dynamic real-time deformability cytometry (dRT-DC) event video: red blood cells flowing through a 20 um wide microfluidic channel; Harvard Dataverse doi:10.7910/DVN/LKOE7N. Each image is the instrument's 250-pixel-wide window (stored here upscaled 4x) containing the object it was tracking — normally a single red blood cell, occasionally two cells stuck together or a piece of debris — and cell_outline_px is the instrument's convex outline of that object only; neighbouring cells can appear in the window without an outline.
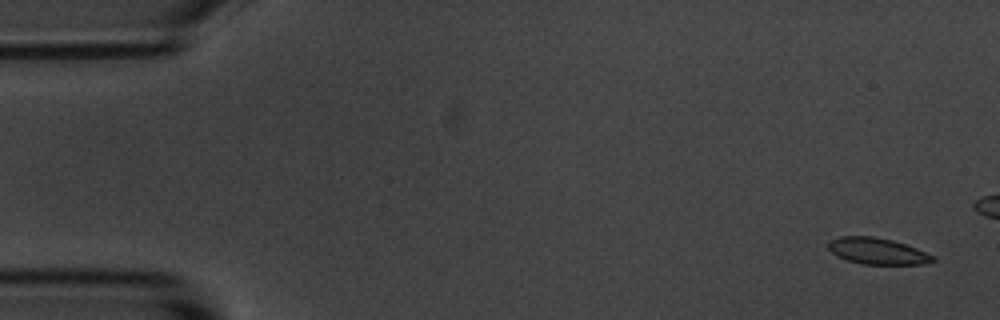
{"species": "common noctule bat (a hibernating species)", "species_latin": "Nyctalus noctula", "temperature_condition": "room temperature", "stored_images_in_passage": 6, "camera_frame_rate_fps": 3000, "um_per_image_px": 0.085, "animal": {"sex": "male", "body_mass_g": 20.1, "forearm_length_mm": 53.5}, "frame": {"image": 1, "passage_image": 1, "time_ms": 0.0, "image_size_px": [1000, 320], "cell_outline_px": [[936, 260], [924, 264], [864, 264], [848, 260], [836, 256], [828, 248], [828, 240], [840, 236], [872, 236], [892, 240], [916, 248], [936, 256]], "centroid_in_image_um": [74.57, 21.34], "position_along_channel_um": 10.4, "area_um2": 16.07}}
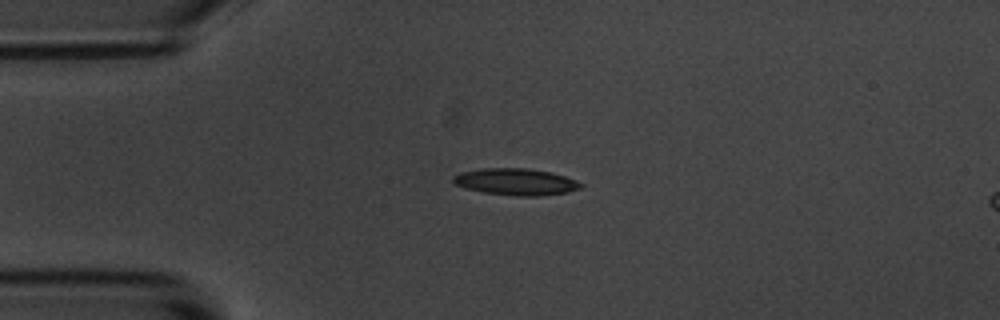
{"frame": {"image": 2, "passage_image": 6, "time_ms": 5.667, "image_size_px": [1000, 320], "cell_outline_px": [[584, 184], [580, 188], [568, 192], [536, 196], [516, 196], [484, 192], [464, 188], [452, 184], [452, 176], [460, 172], [480, 168], [528, 168], [552, 172], [576, 180]], "centroid_in_image_um": [43.8, 15.44], "position_along_channel_um": 41.2, "area_um2": 20.06}}